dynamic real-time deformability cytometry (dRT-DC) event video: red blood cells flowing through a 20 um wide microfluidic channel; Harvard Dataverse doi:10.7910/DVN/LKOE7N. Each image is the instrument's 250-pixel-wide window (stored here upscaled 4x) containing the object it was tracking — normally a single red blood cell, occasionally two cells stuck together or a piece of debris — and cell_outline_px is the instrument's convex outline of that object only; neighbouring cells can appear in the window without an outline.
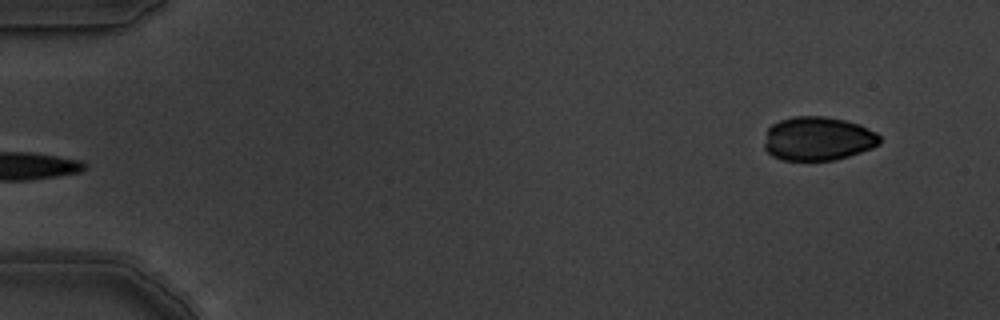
{"species": "common noctule bat (a hibernating species)", "species_latin": "Nyctalus noctula", "temperature_condition": "warm", "stored_images_in_passage": 4, "camera_frame_rate_fps": 3000, "um_per_image_px": 0.085, "animal": {"sex": "male", "body_mass_g": 19.5, "forearm_length_mm": 54.6}, "frame": {"image": 1, "passage_image": 4, "time_ms": 1.0, "image_size_px": [1000, 320], "cell_outline_px": [[880, 144], [872, 148], [836, 160], [780, 160], [772, 156], [764, 148], [764, 144], [768, 128], [772, 124], [780, 120], [792, 116], [824, 116], [844, 120], [860, 124], [876, 132], [880, 136]], "centroid_in_image_um": [69.52, 11.78], "position_along_channel_um": 15.5, "area_um2": 29.65}}